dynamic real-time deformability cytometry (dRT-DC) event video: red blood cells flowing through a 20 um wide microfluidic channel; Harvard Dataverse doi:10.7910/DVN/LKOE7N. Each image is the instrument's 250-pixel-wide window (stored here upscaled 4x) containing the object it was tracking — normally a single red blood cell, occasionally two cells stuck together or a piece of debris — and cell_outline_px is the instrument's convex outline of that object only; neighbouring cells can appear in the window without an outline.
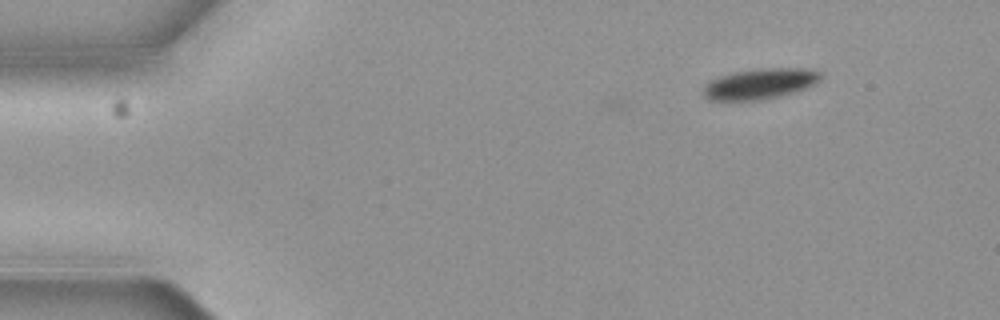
{"species": "common noctule bat (a hibernating species)", "species_latin": "Nyctalus noctula", "temperature_condition": "cold", "stored_images_in_passage": 3, "camera_frame_rate_fps": 3000, "um_per_image_px": 0.085, "animal": {"sex": "female", "body_mass_g": 19.3, "forearm_length_mm": 54.1}, "frame": {"image": 1, "passage_image": 3, "time_ms": 0.667, "image_size_px": [1000, 320], "cell_outline_px": [[824, 72], [820, 80], [816, 84], [780, 96], [764, 100], [708, 100], [700, 92], [704, 84], [708, 80], [732, 72], [760, 68], [804, 68]], "centroid_in_image_um": [64.56, 7.11], "position_along_channel_um": 20.4, "area_um2": 21.33}}